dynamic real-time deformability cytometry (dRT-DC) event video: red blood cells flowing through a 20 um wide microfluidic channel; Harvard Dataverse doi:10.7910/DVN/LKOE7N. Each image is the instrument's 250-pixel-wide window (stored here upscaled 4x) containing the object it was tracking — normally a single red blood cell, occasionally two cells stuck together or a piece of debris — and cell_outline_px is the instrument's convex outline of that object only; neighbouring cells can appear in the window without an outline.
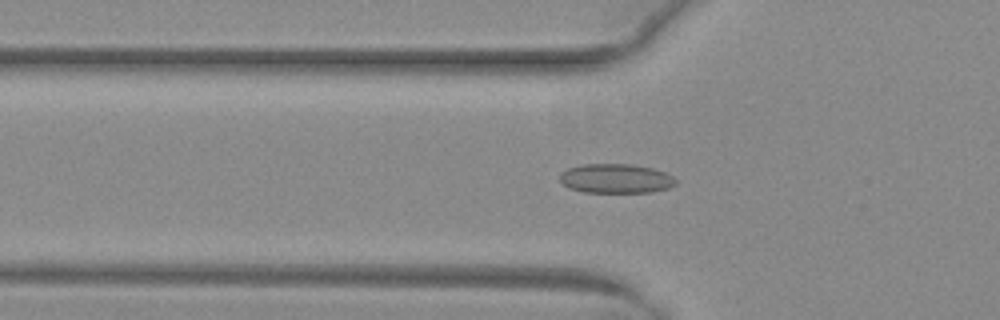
{"species": "common noctule bat (a hibernating species)", "species_latin": "Nyctalus noctula", "temperature_condition": "warm", "stored_images_in_passage": 47, "camera_frame_rate_fps": 3000, "um_per_image_px": 0.085, "animal": {"sex": "female", "body_mass_g": 29.2, "forearm_length_mm": 56.3}, "frame": {"image": 1, "passage_image": 13, "time_ms": 4.0, "image_size_px": [1000, 320], "cell_outline_px": [[676, 184], [668, 188], [652, 192], [584, 192], [568, 188], [560, 180], [560, 172], [568, 168], [580, 164], [632, 164], [652, 168], [664, 172], [672, 176], [676, 180]], "centroid_in_image_um": [52.33, 15.17], "position_along_channel_um": 73.5, "area_um2": 19.88}}
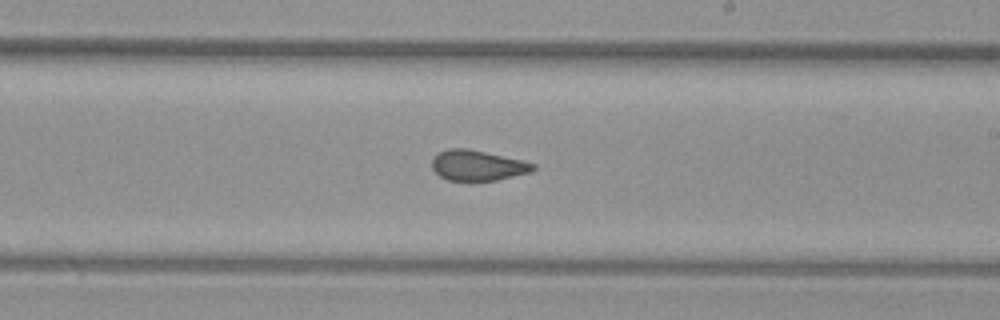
{"frame": {"image": 2, "passage_image": 26, "time_ms": 8.333, "image_size_px": [1000, 320], "cell_outline_px": [[536, 168], [528, 172], [496, 180], [448, 180], [440, 176], [432, 168], [432, 160], [440, 152], [448, 148], [468, 148], [520, 160], [536, 164]], "centroid_in_image_um": [40.57, 14.05], "position_along_channel_um": 248.4, "area_um2": 17.51}}
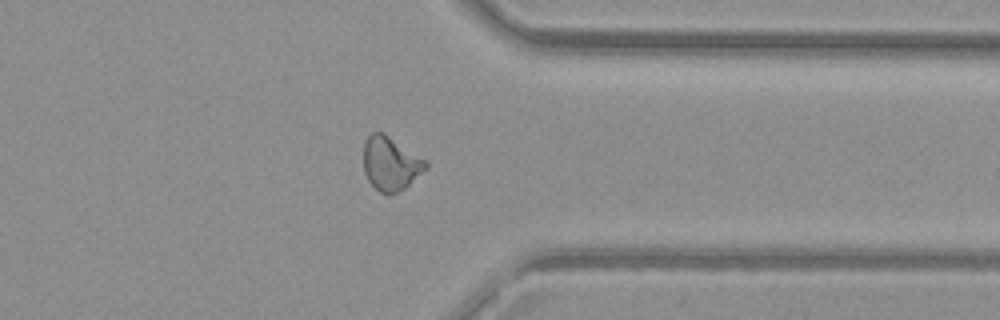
{"frame": {"image": 3, "passage_image": 36, "time_ms": 11.667, "image_size_px": [1000, 320], "cell_outline_px": [[428, 168], [404, 188], [388, 196], [380, 192], [368, 180], [364, 172], [364, 144], [368, 136], [372, 132], [384, 132], [424, 160], [428, 164]], "centroid_in_image_um": [33.18, 13.91], "position_along_channel_um": 378.2, "area_um2": 19.25}}